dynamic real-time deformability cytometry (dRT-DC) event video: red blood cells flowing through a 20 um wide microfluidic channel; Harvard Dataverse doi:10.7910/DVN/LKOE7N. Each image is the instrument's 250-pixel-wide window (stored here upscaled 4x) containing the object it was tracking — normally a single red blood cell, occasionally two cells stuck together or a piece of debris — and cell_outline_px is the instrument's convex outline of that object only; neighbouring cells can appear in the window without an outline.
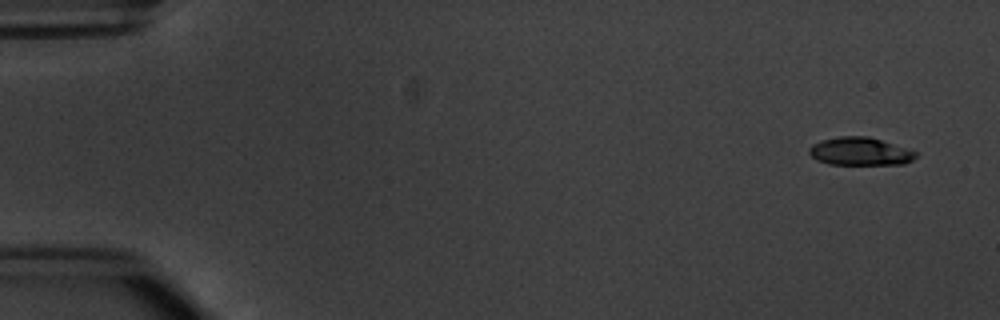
{"species": "common noctule bat (a hibernating species)", "species_latin": "Nyctalus noctula", "temperature_condition": "warm", "stored_images_in_passage": 5, "camera_frame_rate_fps": 3000, "um_per_image_px": 0.085, "animal": {"sex": "male", "body_mass_g": 20.1, "forearm_length_mm": 53.5}, "frame": {"image": 1, "passage_image": 1, "time_ms": 0.0, "image_size_px": [1000, 320], "cell_outline_px": [[916, 156], [912, 160], [904, 164], [828, 164], [816, 160], [808, 152], [808, 148], [812, 144], [820, 140], [840, 136], [868, 136], [912, 148], [916, 152]], "centroid_in_image_um": [73.12, 12.86], "position_along_channel_um": 11.9, "area_um2": 17.69}}